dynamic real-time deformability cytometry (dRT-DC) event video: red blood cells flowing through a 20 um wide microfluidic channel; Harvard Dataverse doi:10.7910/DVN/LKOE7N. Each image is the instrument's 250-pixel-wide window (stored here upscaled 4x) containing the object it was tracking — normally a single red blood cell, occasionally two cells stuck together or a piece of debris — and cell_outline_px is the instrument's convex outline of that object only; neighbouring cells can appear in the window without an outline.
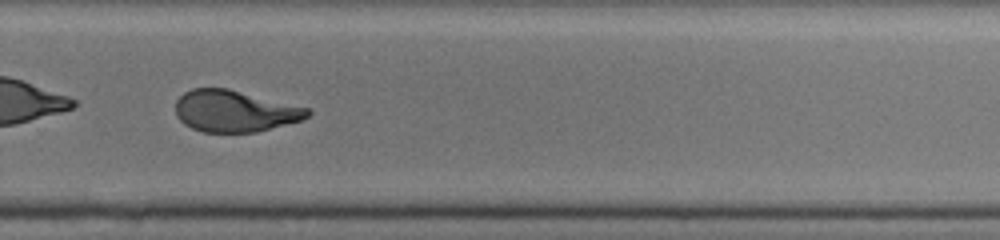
{"species": "human", "species_latin": "Homo sapiens", "temperature_condition": "cold", "stored_images_in_passage": 50, "camera_frame_rate_fps": 3000, "um_per_image_px": 0.085, "donor": {"sex": "male"}, "frame": {"image": 1, "passage_image": 36, "time_ms": 11.667, "image_size_px": [1000, 240], "cell_outline_px": [[312, 112], [308, 116], [300, 120], [256, 132], [204, 132], [192, 128], [184, 124], [176, 116], [176, 100], [184, 92], [192, 88], [228, 88], [308, 108]], "centroid_in_image_um": [19.91, 9.44], "position_along_channel_um": 309.9, "area_um2": 31.79}, "authors_computed_cell_mechanics": {"area_um2": 33.7263, "velocity_mm_per_s": 3.9367, "shape_relaxation_time_tau1_ms": 7.5543, "shape_relaxation_time_tau2_ms": 1.1622, "deformation_change_tau1": 0.2509, "deformation_change_tau2": 0.0778}}